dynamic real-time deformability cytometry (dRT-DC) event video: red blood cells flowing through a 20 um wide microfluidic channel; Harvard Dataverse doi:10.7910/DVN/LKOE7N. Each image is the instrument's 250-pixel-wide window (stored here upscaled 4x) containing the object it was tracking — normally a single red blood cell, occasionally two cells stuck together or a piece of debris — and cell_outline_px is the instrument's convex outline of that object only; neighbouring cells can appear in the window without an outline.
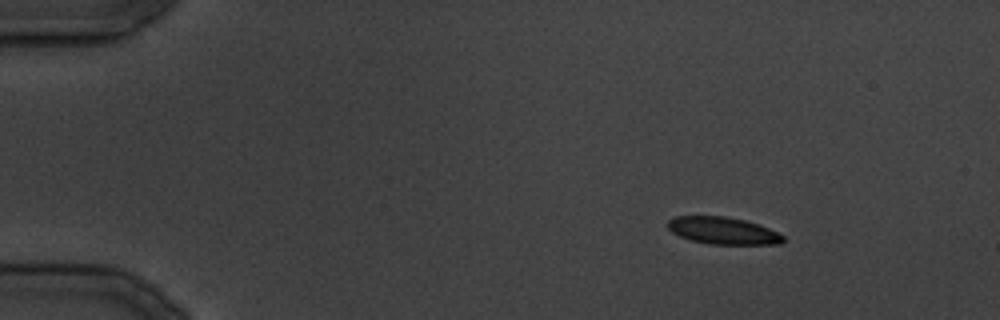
{"species": "common noctule bat (a hibernating species)", "species_latin": "Nyctalus noctula", "temperature_condition": "cold", "stored_images_in_passage": 34, "camera_frame_rate_fps": 3000, "um_per_image_px": 0.085, "animal": {"sex": "male", "body_mass_g": 19.5, "forearm_length_mm": 54.6}, "frame": {"image": 1, "passage_image": 4, "time_ms": 4.333, "image_size_px": [1000, 320], "cell_outline_px": [[784, 240], [780, 244], [708, 244], [688, 240], [672, 232], [668, 228], [668, 220], [676, 216], [728, 216], [744, 220], [768, 228], [784, 236]], "centroid_in_image_um": [61.42, 19.61], "position_along_channel_um": 23.6, "area_um2": 18.21}}
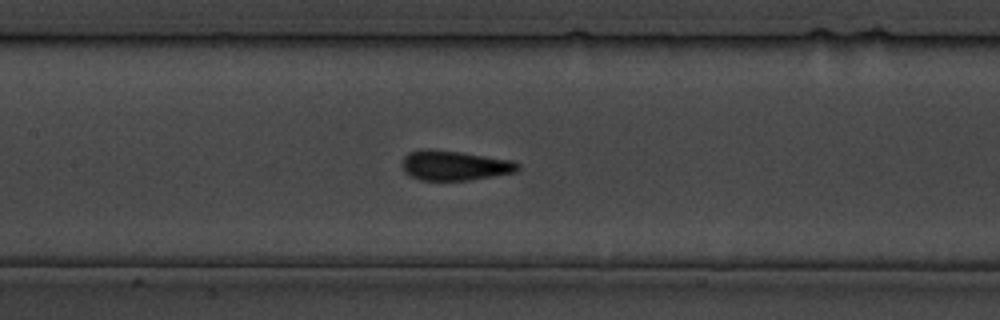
{"frame": {"image": 2, "passage_image": 16, "time_ms": 19.0, "image_size_px": [1000, 320], "cell_outline_px": [[520, 168], [516, 172], [468, 180], [420, 180], [404, 172], [400, 164], [404, 156], [408, 152], [420, 148], [428, 148], [460, 152], [512, 160], [520, 164]], "centroid_in_image_um": [38.59, 14.05], "position_along_channel_um": 168.8, "area_um2": 20.29}}
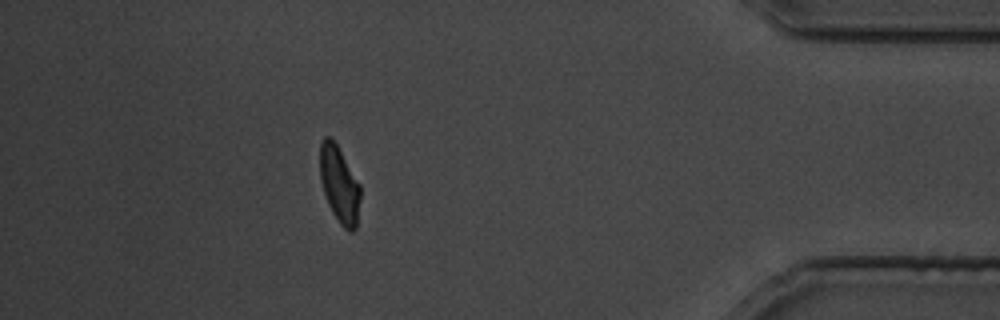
{"frame": {"image": 3, "passage_image": 31, "time_ms": 36.667, "image_size_px": [1000, 320], "cell_outline_px": [[360, 196], [356, 228], [352, 232], [348, 232], [340, 224], [332, 212], [328, 204], [320, 180], [320, 144], [324, 136], [332, 136], [360, 184]], "centroid_in_image_um": [28.84, 15.67], "position_along_channel_um": 406.4, "area_um2": 18.09}}